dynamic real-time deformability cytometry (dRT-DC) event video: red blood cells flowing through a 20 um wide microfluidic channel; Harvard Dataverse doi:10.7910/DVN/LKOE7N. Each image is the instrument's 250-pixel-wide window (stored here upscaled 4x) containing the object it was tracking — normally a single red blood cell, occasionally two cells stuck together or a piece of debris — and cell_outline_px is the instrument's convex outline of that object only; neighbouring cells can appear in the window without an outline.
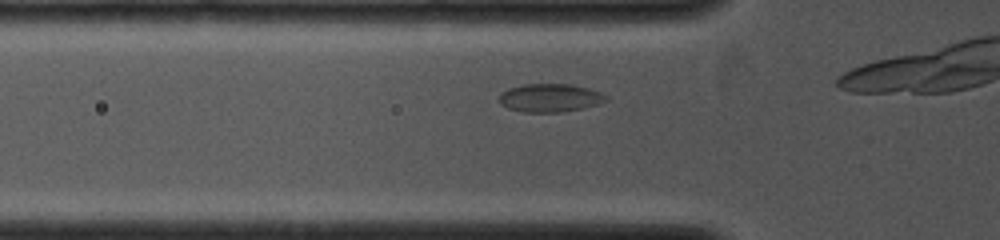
{"species": "common noctule bat (a hibernating species)", "species_latin": "Nyctalus noctula", "temperature_condition": "cold", "stored_images_in_passage": 45, "camera_frame_rate_fps": 4000, "um_per_image_px": 0.085, "animal": {"sex": "female", "body_mass_g": 19.0, "forearm_length_mm": 53.3}, "frame": {"image": 1, "passage_image": 7, "time_ms": 1.25, "image_size_px": [1000, 240], "cell_outline_px": [[608, 100], [596, 104], [580, 108], [560, 112], [524, 112], [508, 108], [500, 104], [500, 92], [508, 88], [524, 84], [568, 84], [588, 88], [600, 92], [608, 96]], "centroid_in_image_um": [46.72, 8.31], "position_along_channel_um": 79.1, "area_um2": 17.46}}
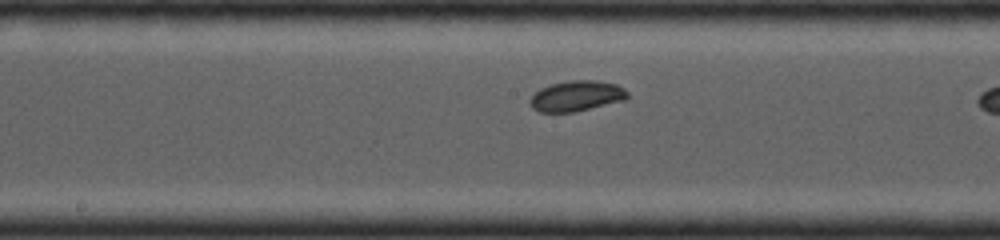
{"frame": {"image": 2, "passage_image": 19, "time_ms": 4.0, "image_size_px": [1000, 240], "cell_outline_px": [[628, 96], [624, 100], [572, 112], [540, 112], [532, 108], [528, 104], [528, 100], [540, 88], [552, 84], [568, 80], [596, 80], [616, 84], [624, 88], [628, 92]], "centroid_in_image_um": [48.97, 8.15], "position_along_channel_um": 199.2, "area_um2": 17.28}}
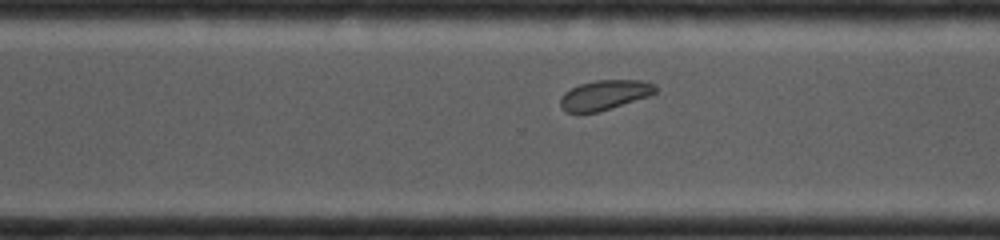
{"frame": {"image": 3, "passage_image": 32, "time_ms": 6.75, "image_size_px": [1000, 240], "cell_outline_px": [[656, 92], [648, 96], [596, 112], [568, 112], [560, 108], [560, 96], [564, 92], [580, 84], [596, 80], [640, 80], [656, 84]], "centroid_in_image_um": [51.36, 8.06], "position_along_channel_um": 319.2, "area_um2": 16.24}}